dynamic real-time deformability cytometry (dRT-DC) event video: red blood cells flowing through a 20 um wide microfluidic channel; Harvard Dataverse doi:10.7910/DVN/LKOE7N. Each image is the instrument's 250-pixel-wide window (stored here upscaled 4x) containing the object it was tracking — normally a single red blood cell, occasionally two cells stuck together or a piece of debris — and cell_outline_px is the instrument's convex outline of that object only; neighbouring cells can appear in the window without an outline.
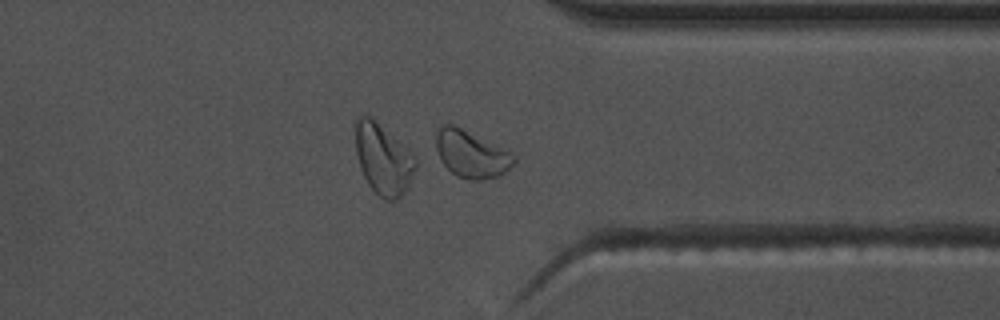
{"species": "common noctule bat (a hibernating species)", "species_latin": "Nyctalus noctula", "temperature_condition": "warm", "stored_images_in_passage": 49, "camera_frame_rate_fps": 3000, "um_per_image_px": 0.085, "animal": {"sex": "male", "body_mass_g": 17.5, "forearm_length_mm": 52.3}, "frame": {"image": 1, "passage_image": 42, "time_ms": 13.667, "image_size_px": [1000, 320], "cell_outline_px": [[516, 164], [500, 176], [480, 180], [468, 180], [456, 176], [444, 164], [436, 148], [436, 132], [444, 124], [452, 124], [512, 152], [516, 156]], "centroid_in_image_um": [40.11, 13.12], "position_along_channel_um": 371.3, "area_um2": 21.33}, "authors_computed_cell_mechanics": {"area_um2": 19.7098, "velocity_mm_per_s": 3.6657, "shape_relaxation_time_tau1_ms": null, "shape_relaxation_time_tau2_ms": 3.737, "deformation_change_tau1": null, "deformation_change_tau2": 0.0577}}